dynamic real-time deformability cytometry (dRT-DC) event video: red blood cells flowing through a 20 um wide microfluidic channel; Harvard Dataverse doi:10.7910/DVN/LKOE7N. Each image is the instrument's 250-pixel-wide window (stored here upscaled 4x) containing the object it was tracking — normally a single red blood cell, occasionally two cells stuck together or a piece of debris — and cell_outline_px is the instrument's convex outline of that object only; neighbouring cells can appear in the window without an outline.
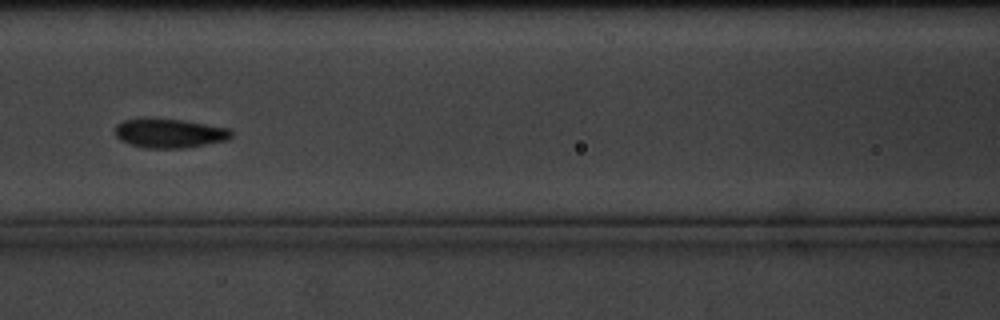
{"species": "common noctule bat (a hibernating species)", "species_latin": "Nyctalus noctula", "temperature_condition": "cold", "stored_images_in_passage": 11, "camera_frame_rate_fps": 3000, "um_per_image_px": 0.085, "animal": {"sex": "male", "body_mass_g": 20.1, "forearm_length_mm": 53.5}, "frame": {"image": 1, "passage_image": 8, "time_ms": 8.667, "image_size_px": [1000, 320], "cell_outline_px": [[232, 136], [228, 140], [184, 148], [144, 148], [128, 144], [120, 140], [116, 136], [116, 124], [124, 120], [180, 120], [228, 128], [232, 132]], "centroid_in_image_um": [14.41, 11.36], "position_along_channel_um": 152.2, "area_um2": 19.25}}